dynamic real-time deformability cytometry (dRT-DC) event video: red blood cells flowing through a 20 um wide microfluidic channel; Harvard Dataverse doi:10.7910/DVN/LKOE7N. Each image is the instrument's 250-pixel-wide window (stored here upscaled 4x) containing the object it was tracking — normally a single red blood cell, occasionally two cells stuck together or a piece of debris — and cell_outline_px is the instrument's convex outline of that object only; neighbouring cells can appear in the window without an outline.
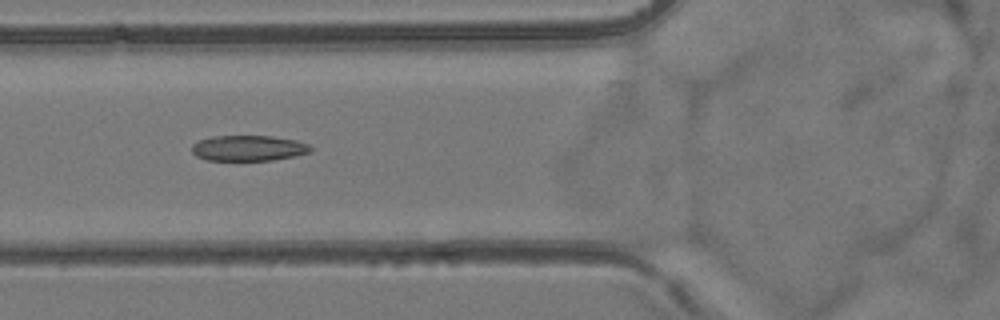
{"species": "common noctule bat (a hibernating species)", "species_latin": "Nyctalus noctula", "temperature_condition": "room temperature", "stored_images_in_passage": 54, "camera_frame_rate_fps": 3000, "um_per_image_px": 0.085, "animal": {"sex": "female", "body_mass_g": 24.6, "forearm_length_mm": 56.2}, "frame": {"image": 1, "passage_image": 21, "time_ms": 6.667, "image_size_px": [1000, 320], "cell_outline_px": [[312, 152], [272, 160], [208, 160], [196, 156], [192, 152], [192, 144], [200, 140], [212, 136], [272, 136], [296, 140], [308, 144], [312, 148]], "centroid_in_image_um": [21.12, 12.59], "position_along_channel_um": 104.7, "area_um2": 17.63}}
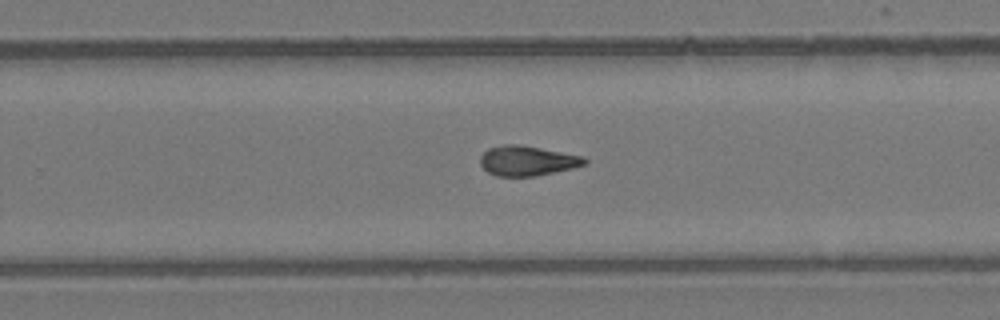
{"frame": {"image": 2, "passage_image": 35, "time_ms": 11.333, "image_size_px": [1000, 320], "cell_outline_px": [[588, 164], [572, 168], [536, 176], [496, 176], [488, 172], [480, 164], [480, 156], [488, 148], [504, 144], [520, 144], [584, 156], [588, 160]], "centroid_in_image_um": [44.83, 13.66], "position_along_channel_um": 285.0, "area_um2": 18.32}}
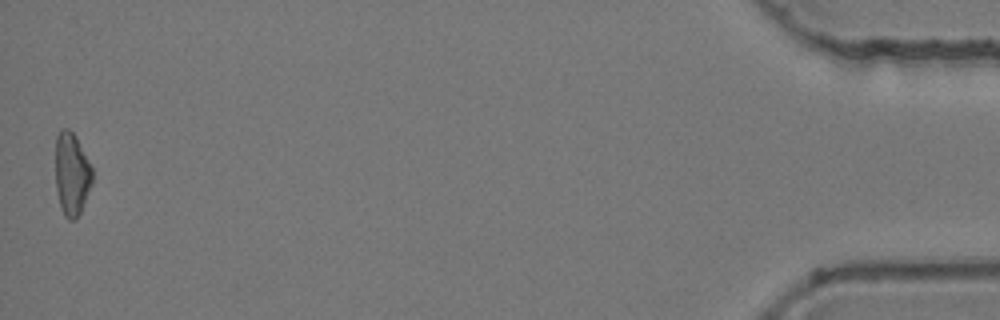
{"frame": {"image": 3, "passage_image": 54, "time_ms": 17.667, "image_size_px": [1000, 320], "cell_outline_px": [[92, 184], [80, 212], [76, 220], [68, 220], [64, 216], [60, 208], [56, 188], [56, 136], [60, 128], [68, 128], [76, 136], [92, 168]], "centroid_in_image_um": [6.09, 14.8], "position_along_channel_um": 429.1, "area_um2": 17.86}, "authors_computed_cell_mechanics": {"area_um2": 18.2937, "velocity_mm_per_s": 3.865, "shape_relaxation_time_tau1_ms": null, "shape_relaxation_time_tau2_ms": 2.9498, "deformation_change_tau1": null, "deformation_change_tau2": 0.1004}}